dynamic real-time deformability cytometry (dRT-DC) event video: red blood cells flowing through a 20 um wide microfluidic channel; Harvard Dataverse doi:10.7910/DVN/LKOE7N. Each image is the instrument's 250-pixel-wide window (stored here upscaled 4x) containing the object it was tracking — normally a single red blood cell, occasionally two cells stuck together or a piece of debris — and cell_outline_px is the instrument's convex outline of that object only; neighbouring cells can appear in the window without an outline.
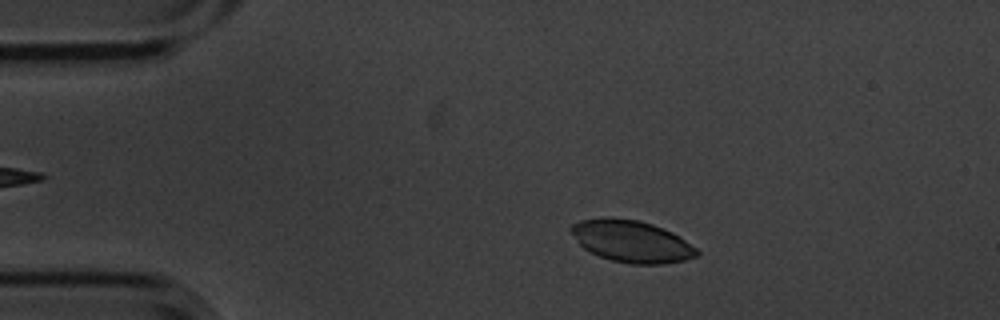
{"species": "common noctule bat (a hibernating species)", "species_latin": "Nyctalus noctula", "temperature_condition": "cold", "stored_images_in_passage": 4, "camera_frame_rate_fps": 3000, "um_per_image_px": 0.085, "animal": {"sex": "male", "body_mass_g": 20.1, "forearm_length_mm": 53.5}, "frame": {"image": 1, "passage_image": 2, "time_ms": 0.333, "image_size_px": [1000, 320], "cell_outline_px": [[700, 252], [696, 256], [684, 260], [664, 264], [632, 264], [612, 260], [600, 256], [584, 248], [580, 244], [568, 228], [572, 224], [580, 220], [604, 216], [608, 216], [636, 220], [652, 224], [672, 232], [680, 236], [696, 248]], "centroid_in_image_um": [53.67, 20.49], "position_along_channel_um": 31.3, "area_um2": 30.69}}